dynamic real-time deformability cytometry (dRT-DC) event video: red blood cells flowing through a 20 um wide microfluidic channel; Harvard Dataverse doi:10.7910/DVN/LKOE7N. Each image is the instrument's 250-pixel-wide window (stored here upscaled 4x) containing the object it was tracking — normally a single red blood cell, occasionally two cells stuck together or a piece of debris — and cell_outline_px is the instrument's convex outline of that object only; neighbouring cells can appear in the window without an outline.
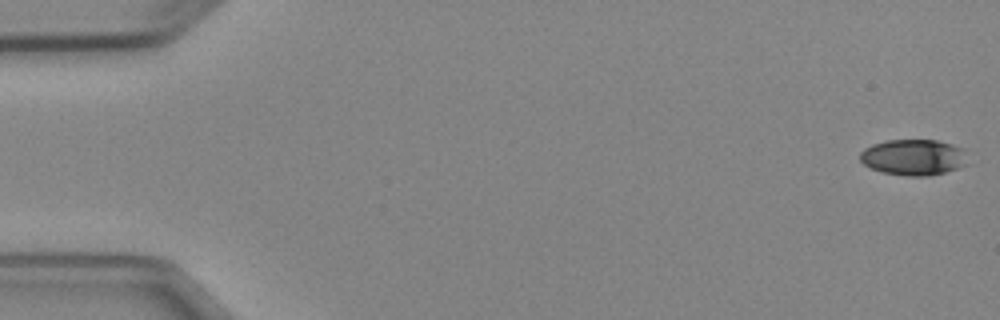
{"species": "Egyptian fruit bat (a non-hibernating species)", "species_latin": "Rousettus aegyptiacus", "temperature_condition": "cold", "stored_images_in_passage": 5, "camera_frame_rate_fps": 3000, "um_per_image_px": 0.085, "animal": {"sex": "female"}, "frame": {"image": 1, "passage_image": 1, "time_ms": 0.0, "image_size_px": [1000, 320], "cell_outline_px": [[968, 164], [944, 172], [928, 176], [908, 176], [884, 172], [872, 168], [864, 164], [860, 160], [860, 152], [864, 148], [872, 144], [888, 140], [936, 140], [952, 144], [964, 148]], "centroid_in_image_um": [77.66, 13.36], "position_along_channel_um": 7.3, "area_um2": 22.54}}
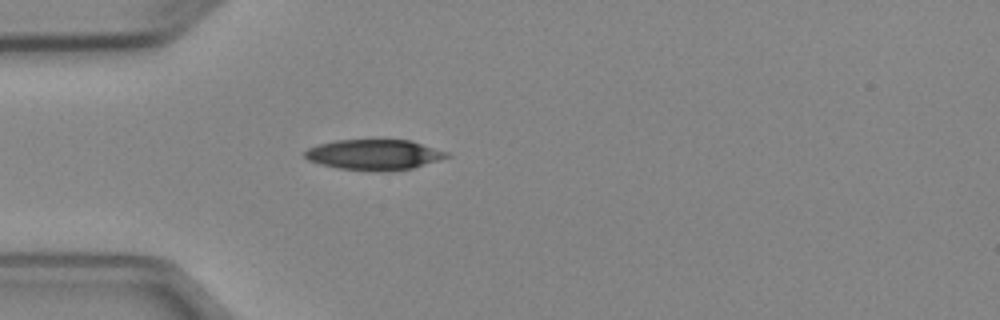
{"frame": {"image": 2, "passage_image": 5, "time_ms": 4.667, "image_size_px": [1000, 320], "cell_outline_px": [[452, 156], [412, 168], [340, 168], [320, 164], [308, 160], [304, 156], [304, 152], [308, 148], [320, 144], [336, 140], [412, 140], [448, 152]], "centroid_in_image_um": [31.82, 13.09], "position_along_channel_um": 53.2, "area_um2": 24.1}}